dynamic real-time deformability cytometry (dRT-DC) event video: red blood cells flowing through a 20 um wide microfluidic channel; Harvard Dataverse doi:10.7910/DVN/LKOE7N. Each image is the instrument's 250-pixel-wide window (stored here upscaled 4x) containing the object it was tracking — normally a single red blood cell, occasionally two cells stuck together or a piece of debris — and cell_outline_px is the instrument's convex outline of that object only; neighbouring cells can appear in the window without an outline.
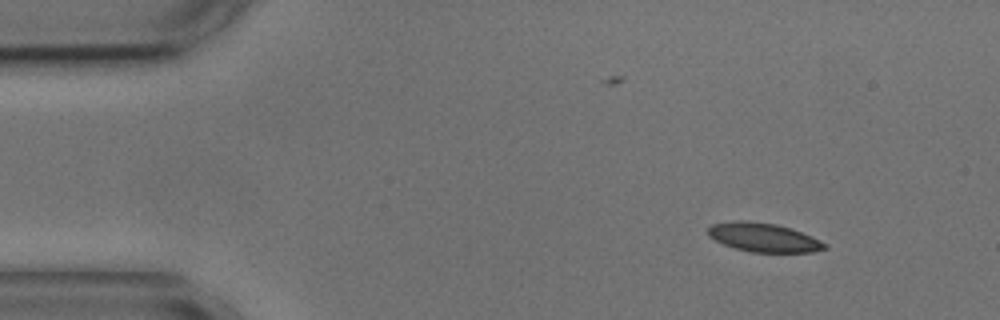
{"species": "common noctule bat (a hibernating species)", "species_latin": "Nyctalus noctula", "temperature_condition": "cold", "stored_images_in_passage": 6, "camera_frame_rate_fps": 3000, "um_per_image_px": 0.085, "animal": {"sex": "male", "body_mass_g": 17.9, "forearm_length_mm": 54.2}, "frame": {"image": 1, "passage_image": 1, "time_ms": 0.0, "image_size_px": [1000, 320], "cell_outline_px": [[828, 248], [812, 252], [752, 252], [736, 248], [724, 244], [708, 236], [708, 228], [712, 224], [736, 220], [744, 220], [776, 224], [812, 236], [828, 244]], "centroid_in_image_um": [64.92, 20.18], "position_along_channel_um": 20.1, "area_um2": 19.48}}
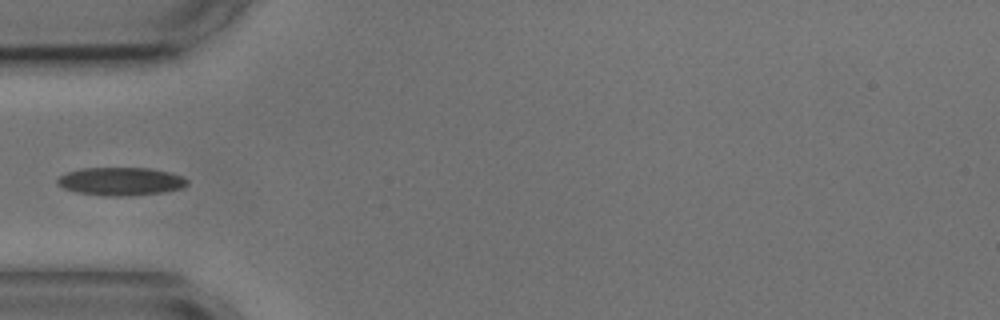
{"frame": {"image": 2, "passage_image": 4, "time_ms": 3.667, "image_size_px": [1000, 320], "cell_outline_px": [[188, 184], [184, 188], [160, 192], [128, 196], [104, 196], [76, 192], [64, 188], [56, 184], [56, 180], [60, 176], [68, 172], [80, 168], [152, 168], [168, 172], [180, 176], [188, 180]], "centroid_in_image_um": [10.24, 15.42], "position_along_channel_um": 74.8, "area_um2": 21.27}}